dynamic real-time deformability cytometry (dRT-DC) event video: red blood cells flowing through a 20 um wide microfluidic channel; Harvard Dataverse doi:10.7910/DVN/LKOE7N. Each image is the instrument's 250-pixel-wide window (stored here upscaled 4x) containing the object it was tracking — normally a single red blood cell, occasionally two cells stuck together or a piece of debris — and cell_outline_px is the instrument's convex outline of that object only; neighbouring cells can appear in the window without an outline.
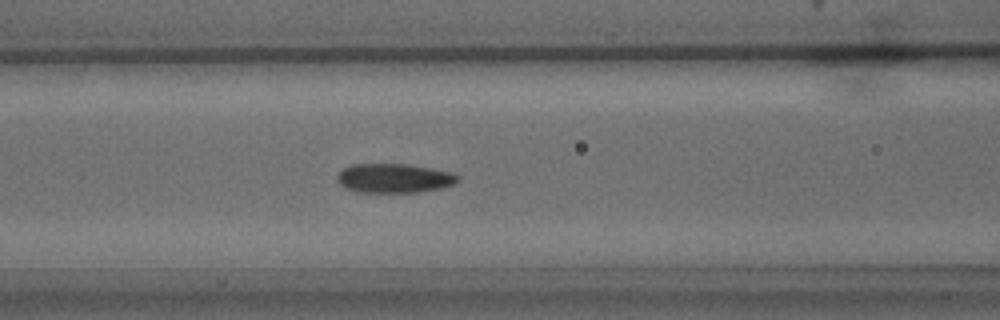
{"species": "common noctule bat (a hibernating species)", "species_latin": "Nyctalus noctula", "temperature_condition": "warm", "stored_images_in_passage": 28, "camera_frame_rate_fps": 3000, "um_per_image_px": 0.085, "animal": {"sex": "male", "body_mass_g": 15.6}, "frame": {"image": 1, "passage_image": 5, "time_ms": 1.333, "image_size_px": [1000, 320], "cell_outline_px": [[460, 180], [452, 184], [440, 188], [416, 192], [360, 192], [348, 188], [340, 184], [336, 180], [336, 176], [340, 168], [352, 164], [408, 164], [432, 168], [452, 172], [460, 176]], "centroid_in_image_um": [33.48, 15.13], "position_along_channel_um": 133.1, "area_um2": 20.63}}
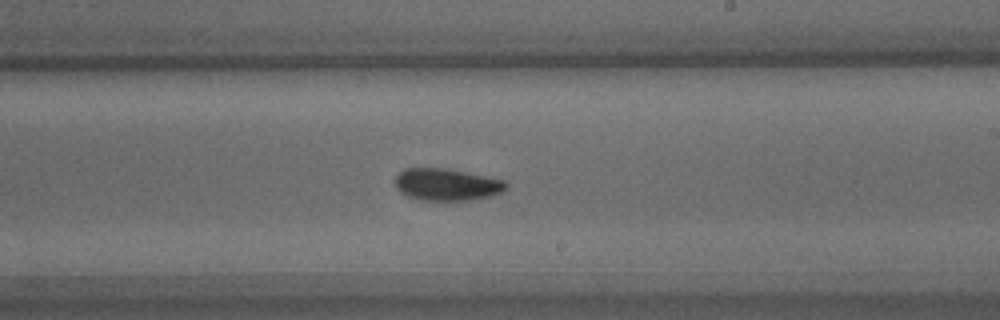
{"frame": {"image": 2, "passage_image": 12, "time_ms": 3.667, "image_size_px": [1000, 320], "cell_outline_px": [[508, 188], [492, 196], [472, 200], [420, 200], [408, 196], [400, 192], [396, 188], [396, 176], [404, 168], [444, 168], [504, 180], [508, 184]], "centroid_in_image_um": [37.97, 15.69], "position_along_channel_um": 251.0, "area_um2": 20.63}}
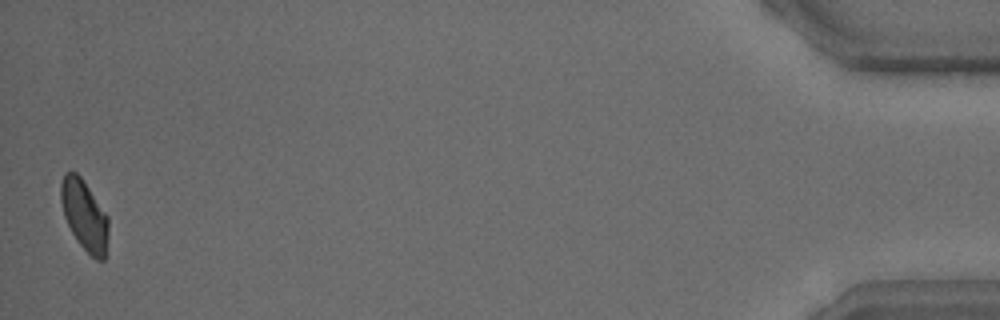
{"frame": {"image": 3, "passage_image": 28, "time_ms": 9.0, "image_size_px": [1000, 320], "cell_outline_px": [[108, 236], [104, 260], [96, 260], [80, 244], [72, 232], [64, 216], [60, 200], [60, 184], [64, 172], [76, 172], [80, 176], [108, 216]], "centroid_in_image_um": [7.16, 18.28], "position_along_channel_um": 428.0, "area_um2": 19.31}}